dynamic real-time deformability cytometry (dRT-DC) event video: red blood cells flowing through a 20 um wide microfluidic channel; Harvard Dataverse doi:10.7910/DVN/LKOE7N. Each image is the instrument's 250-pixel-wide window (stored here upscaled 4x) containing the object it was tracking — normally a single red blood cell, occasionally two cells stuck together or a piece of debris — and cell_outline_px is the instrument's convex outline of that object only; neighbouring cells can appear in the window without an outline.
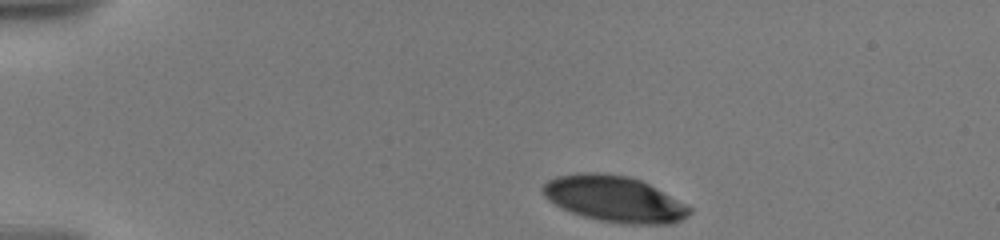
{"species": "human", "species_latin": "Homo sapiens", "temperature_condition": "warm", "stored_images_in_passage": 4, "camera_frame_rate_fps": 3000, "um_per_image_px": 0.085, "donor": {"sex": "male"}, "frame": {"image": 1, "passage_image": 1, "time_ms": 0.0, "image_size_px": [1000, 240], "cell_outline_px": [[692, 212], [688, 216], [672, 224], [624, 224], [600, 220], [584, 216], [572, 212], [548, 200], [544, 196], [540, 188], [548, 180], [556, 176], [580, 172], [604, 172], [628, 176], [640, 180], [656, 188], [692, 208]], "centroid_in_image_um": [52.2, 16.9], "position_along_channel_um": 32.8, "area_um2": 39.25}}
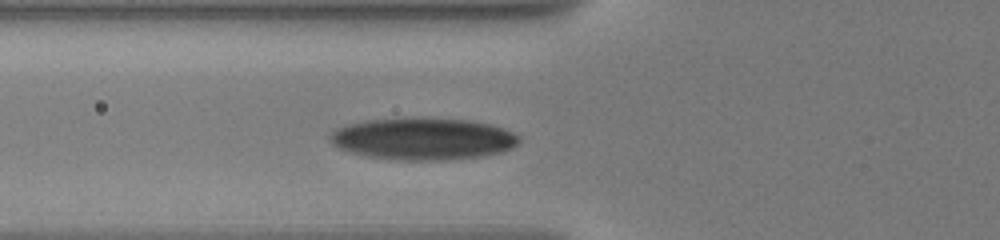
{"frame": {"image": 2, "passage_image": 4, "time_ms": 3.667, "image_size_px": [1000, 240], "cell_outline_px": [[520, 140], [512, 148], [504, 152], [484, 156], [440, 160], [400, 160], [368, 156], [352, 152], [340, 148], [332, 144], [328, 140], [328, 136], [336, 128], [348, 124], [368, 120], [468, 120], [488, 124], [504, 128], [520, 136]], "centroid_in_image_um": [35.98, 11.83], "position_along_channel_um": 89.8, "area_um2": 45.26}}